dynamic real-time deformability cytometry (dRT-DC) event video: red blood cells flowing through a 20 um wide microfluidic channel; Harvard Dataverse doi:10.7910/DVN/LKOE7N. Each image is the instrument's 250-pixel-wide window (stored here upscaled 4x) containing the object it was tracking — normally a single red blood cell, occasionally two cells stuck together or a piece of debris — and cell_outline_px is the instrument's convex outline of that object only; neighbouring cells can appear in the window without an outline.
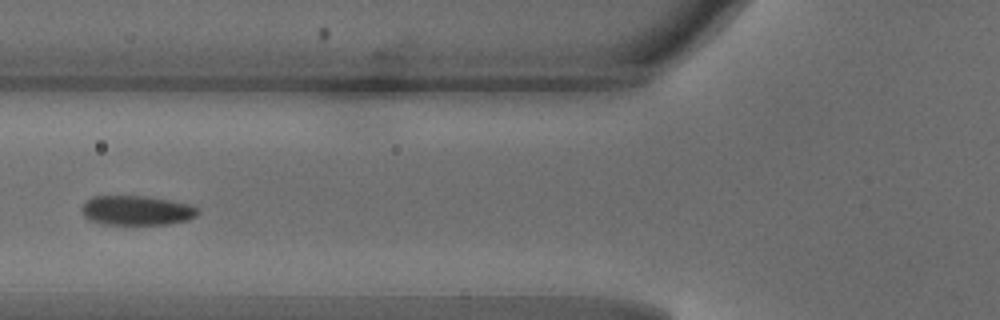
{"species": "common noctule bat (a hibernating species)", "species_latin": "Nyctalus noctula", "temperature_condition": "warm", "stored_images_in_passage": 37, "segment_of_instrument_passage": [2, 2], "camera_frame_rate_fps": 3000, "um_per_image_px": 0.085, "animal": {"sex": "male", "body_mass_g": 18.8}, "frame": {"image": 1, "passage_image": 12, "time_ms": 3.667, "image_size_px": [1000, 320], "cell_outline_px": [[200, 212], [196, 216], [188, 220], [168, 224], [104, 224], [92, 220], [84, 216], [84, 204], [92, 196], [148, 196], [188, 204], [200, 208]], "centroid_in_image_um": [11.69, 17.88], "position_along_channel_um": 114.1, "area_um2": 19.77}}
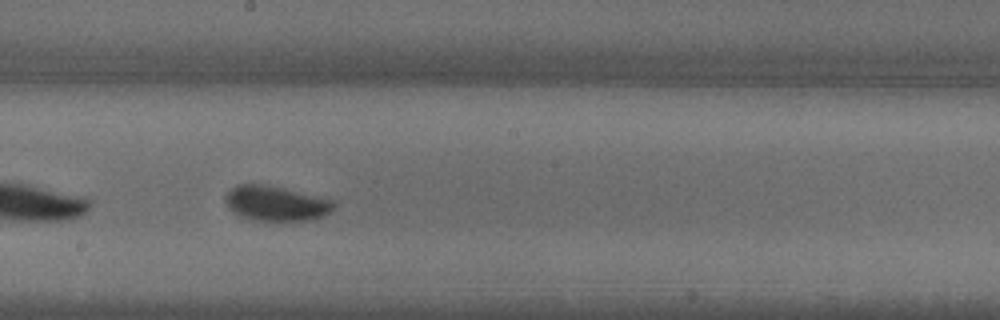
{"frame": {"image": 2, "passage_image": 20, "time_ms": 6.333, "image_size_px": [1000, 320], "cell_outline_px": [[336, 204], [332, 212], [324, 216], [308, 220], [252, 220], [240, 216], [228, 208], [224, 200], [224, 196], [236, 184], [264, 184], [332, 200]], "centroid_in_image_um": [23.42, 17.29], "position_along_channel_um": 224.8, "area_um2": 21.91}}
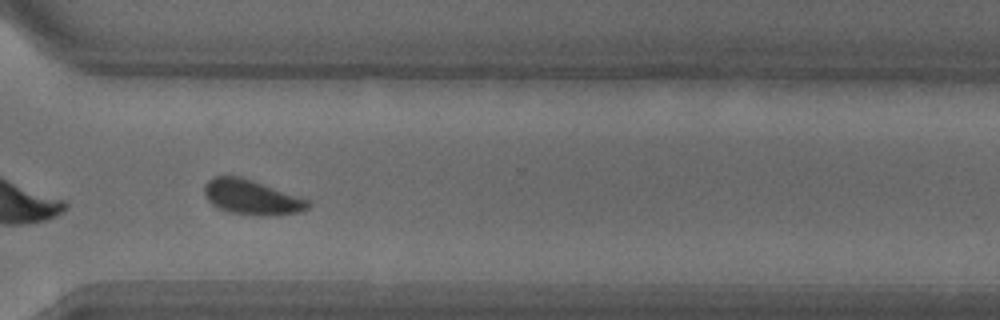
{"frame": {"image": 3, "passage_image": 29, "time_ms": 9.333, "image_size_px": [1000, 320], "cell_outline_px": [[312, 204], [308, 208], [300, 212], [272, 216], [260, 216], [228, 212], [212, 204], [204, 196], [204, 184], [212, 176], [240, 176], [252, 180], [308, 200]], "centroid_in_image_um": [21.36, 16.77], "position_along_channel_um": 349.2, "area_um2": 21.04}}